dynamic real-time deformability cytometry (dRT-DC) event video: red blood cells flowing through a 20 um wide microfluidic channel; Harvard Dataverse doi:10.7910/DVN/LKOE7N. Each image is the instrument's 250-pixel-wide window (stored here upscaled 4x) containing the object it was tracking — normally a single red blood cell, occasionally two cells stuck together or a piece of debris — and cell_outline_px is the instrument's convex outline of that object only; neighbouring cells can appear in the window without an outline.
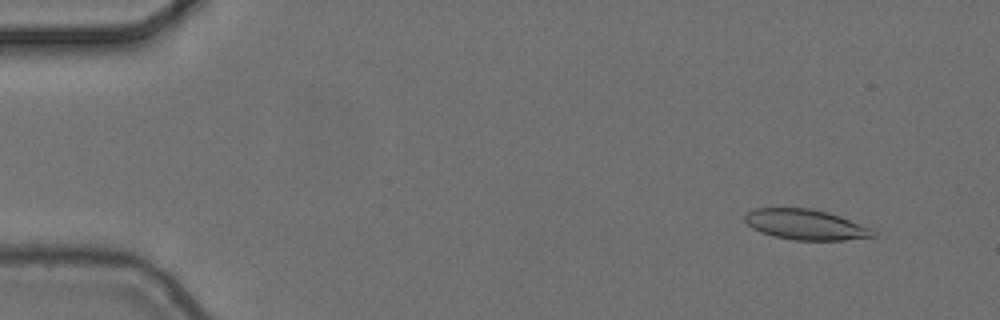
{"species": "common noctule bat (a hibernating species)", "species_latin": "Nyctalus noctula", "temperature_condition": "cold", "stored_images_in_passage": 4, "camera_frame_rate_fps": 3000, "um_per_image_px": 0.085, "animal": {"sex": "female", "body_mass_g": 24.6, "forearm_length_mm": 56.2}, "frame": {"image": 1, "passage_image": 2, "time_ms": 0.333, "image_size_px": [1000, 320], "cell_outline_px": [[876, 236], [844, 240], [792, 240], [772, 236], [760, 232], [752, 228], [744, 220], [744, 216], [748, 212], [756, 208], [808, 208], [828, 212], [840, 216], [872, 228], [876, 232]], "centroid_in_image_um": [68.48, 19.09], "position_along_channel_um": 16.5, "area_um2": 22.77}}
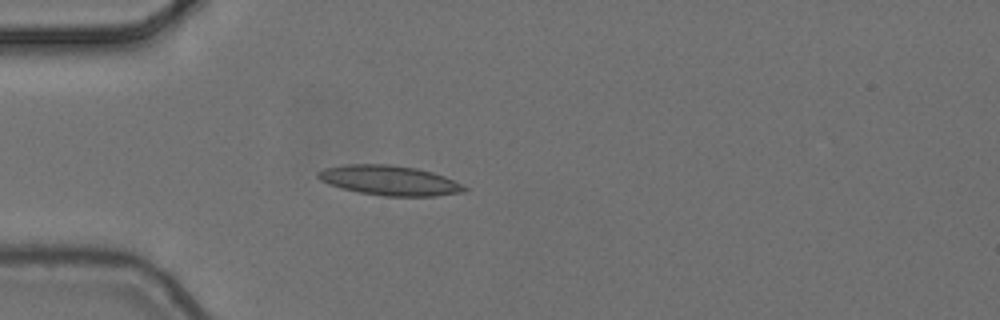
{"frame": {"image": 2, "passage_image": 4, "time_ms": 1.0, "image_size_px": [1000, 320], "cell_outline_px": [[468, 188], [464, 192], [436, 196], [384, 196], [360, 192], [340, 188], [328, 184], [320, 180], [316, 176], [316, 172], [324, 168], [344, 164], [388, 164], [416, 168], [432, 172], [444, 176]], "centroid_in_image_um": [33.06, 15.33], "position_along_channel_um": 51.9, "area_um2": 25.43}}